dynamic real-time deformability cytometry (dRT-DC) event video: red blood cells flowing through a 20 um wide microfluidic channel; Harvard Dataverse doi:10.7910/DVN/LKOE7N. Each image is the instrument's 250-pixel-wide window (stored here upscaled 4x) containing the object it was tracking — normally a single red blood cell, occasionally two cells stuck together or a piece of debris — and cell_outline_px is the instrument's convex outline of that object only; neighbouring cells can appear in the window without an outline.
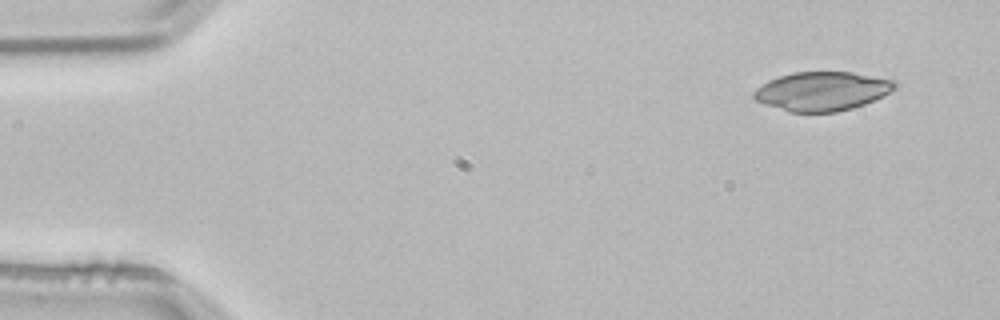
{"species": "common noctule bat (a hibernating species)", "species_latin": "Nyctalus noctula", "temperature_condition": "room temperature", "stored_images_in_passage": 3, "camera_frame_rate_fps": 3000, "um_per_image_px": 0.085, "animal": {"sex": "male", "body_mass_g": 21.5, "forearm_length_mm": 52.0}, "frame": {"image": 1, "passage_image": 1, "time_ms": 0.0, "image_size_px": [1000, 320], "cell_outline_px": [[900, 84], [896, 88], [884, 96], [864, 104], [852, 108], [836, 112], [788, 112], [756, 100], [752, 96], [752, 92], [756, 88], [768, 80], [792, 72], [852, 72], [896, 80]], "centroid_in_image_um": [69.91, 7.75], "position_along_channel_um": 15.1, "area_um2": 32.19}}